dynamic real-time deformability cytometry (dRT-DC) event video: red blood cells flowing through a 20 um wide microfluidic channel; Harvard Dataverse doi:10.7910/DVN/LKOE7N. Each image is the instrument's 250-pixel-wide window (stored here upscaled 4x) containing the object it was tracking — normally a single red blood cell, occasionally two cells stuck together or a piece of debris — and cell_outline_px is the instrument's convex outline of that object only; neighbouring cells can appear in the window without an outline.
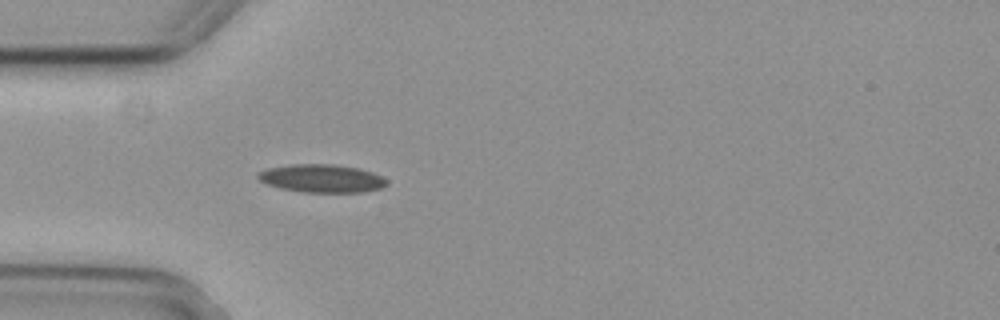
{"species": "common noctule bat (a hibernating species)", "species_latin": "Nyctalus noctula", "temperature_condition": "cold", "stored_images_in_passage": 4, "camera_frame_rate_fps": 3000, "um_per_image_px": 0.085, "animal": {"sex": "female", "body_mass_g": 29.2, "forearm_length_mm": 56.3}, "frame": {"image": 1, "passage_image": 4, "time_ms": 1.0, "image_size_px": [1000, 320], "cell_outline_px": [[388, 184], [380, 188], [364, 192], [300, 192], [280, 188], [268, 184], [260, 180], [256, 176], [260, 172], [268, 168], [292, 164], [332, 164], [356, 168], [372, 172], [388, 180]], "centroid_in_image_um": [27.35, 15.17], "position_along_channel_um": 57.6, "area_um2": 20.92}}